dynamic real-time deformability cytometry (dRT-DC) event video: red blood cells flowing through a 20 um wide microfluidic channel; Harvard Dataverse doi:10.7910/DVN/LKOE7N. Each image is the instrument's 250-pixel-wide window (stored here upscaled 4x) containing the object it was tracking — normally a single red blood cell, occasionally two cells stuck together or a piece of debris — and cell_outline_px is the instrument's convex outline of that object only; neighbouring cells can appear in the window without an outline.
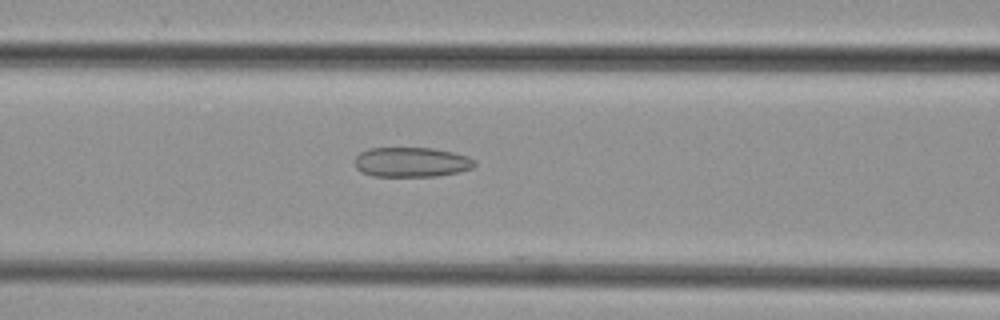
{"species": "common noctule bat (a hibernating species)", "species_latin": "Nyctalus noctula", "temperature_condition": "cold", "stored_images_in_passage": 48, "camera_frame_rate_fps": 3000, "um_per_image_px": 0.085, "animal": {"sex": "female", "body_mass_g": 29.2, "forearm_length_mm": 56.3}, "frame": {"image": 1, "passage_image": 20, "time_ms": 6.333, "image_size_px": [1000, 320], "cell_outline_px": [[476, 164], [472, 168], [456, 172], [436, 176], [372, 176], [360, 172], [356, 168], [356, 156], [360, 152], [368, 148], [432, 148], [452, 152], [468, 156], [476, 160]], "centroid_in_image_um": [34.96, 13.78], "position_along_channel_um": 131.6, "area_um2": 20.81}}
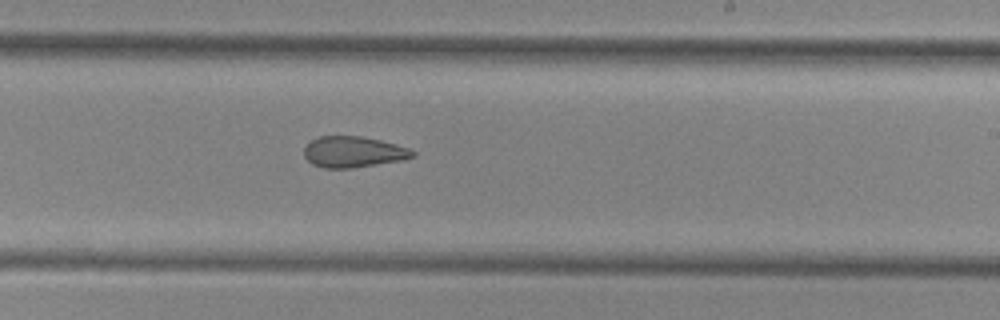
{"frame": {"image": 2, "passage_image": 29, "time_ms": 9.333, "image_size_px": [1000, 320], "cell_outline_px": [[416, 156], [404, 160], [352, 168], [324, 168], [312, 164], [304, 156], [304, 148], [312, 140], [320, 136], [360, 136], [380, 140], [396, 144], [408, 148], [416, 152]], "centroid_in_image_um": [30.06, 12.92], "position_along_channel_um": 258.9, "area_um2": 19.65}}
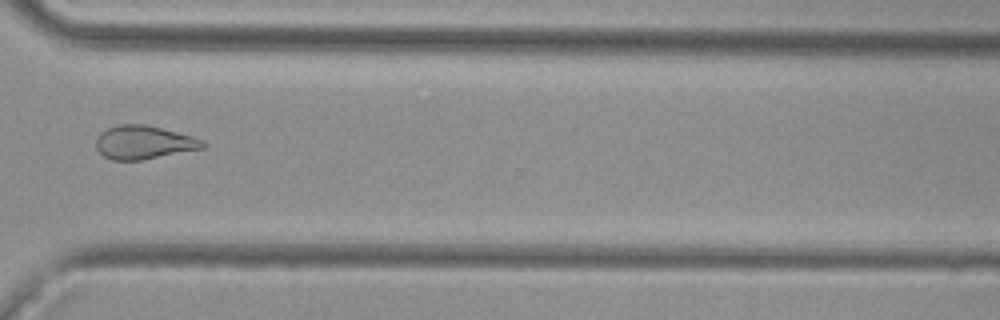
{"frame": {"image": 3, "passage_image": 36, "time_ms": 11.667, "image_size_px": [1000, 320], "cell_outline_px": [[208, 144], [204, 148], [140, 160], [112, 160], [104, 156], [96, 148], [96, 136], [100, 132], [116, 124], [144, 124], [192, 136], [204, 140]], "centroid_in_image_um": [12.21, 12.1], "position_along_channel_um": 358.4, "area_um2": 20.81}}